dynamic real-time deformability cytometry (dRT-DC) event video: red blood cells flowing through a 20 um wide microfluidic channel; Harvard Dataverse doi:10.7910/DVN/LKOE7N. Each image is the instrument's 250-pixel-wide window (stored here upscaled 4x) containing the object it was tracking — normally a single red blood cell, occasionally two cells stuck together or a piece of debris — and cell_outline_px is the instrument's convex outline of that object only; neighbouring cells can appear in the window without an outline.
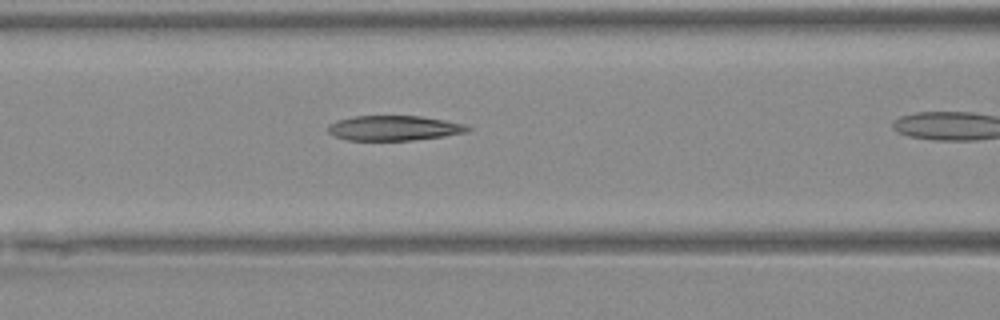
{"species": "Egyptian fruit bat (a non-hibernating species)", "species_latin": "Rousettus aegyptiacus", "temperature_condition": "warm", "stored_images_in_passage": 26, "camera_frame_rate_fps": 3000, "um_per_image_px": 0.085, "animal": {"sex": "female"}, "frame": {"image": 1, "passage_image": 8, "time_ms": 2.333, "image_size_px": [1000, 320], "cell_outline_px": [[472, 128], [468, 132], [444, 136], [412, 140], [348, 140], [332, 136], [328, 132], [328, 124], [336, 120], [352, 116], [420, 116], [444, 120], [464, 124]], "centroid_in_image_um": [33.45, 10.88], "position_along_channel_um": 133.1, "area_um2": 20.4}}
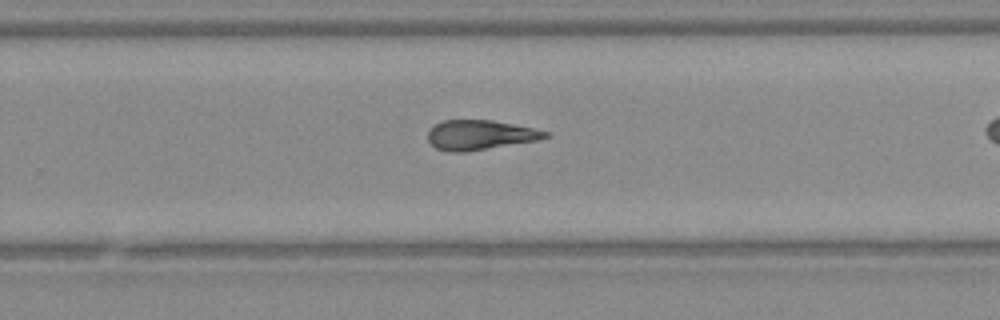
{"frame": {"image": 2, "passage_image": 19, "time_ms": 6.0, "image_size_px": [1000, 320], "cell_outline_px": [[552, 136], [540, 140], [464, 152], [452, 152], [436, 148], [428, 140], [428, 132], [436, 124], [444, 120], [492, 120], [552, 132]], "centroid_in_image_um": [40.86, 11.47], "position_along_channel_um": 288.9, "area_um2": 20.29}}